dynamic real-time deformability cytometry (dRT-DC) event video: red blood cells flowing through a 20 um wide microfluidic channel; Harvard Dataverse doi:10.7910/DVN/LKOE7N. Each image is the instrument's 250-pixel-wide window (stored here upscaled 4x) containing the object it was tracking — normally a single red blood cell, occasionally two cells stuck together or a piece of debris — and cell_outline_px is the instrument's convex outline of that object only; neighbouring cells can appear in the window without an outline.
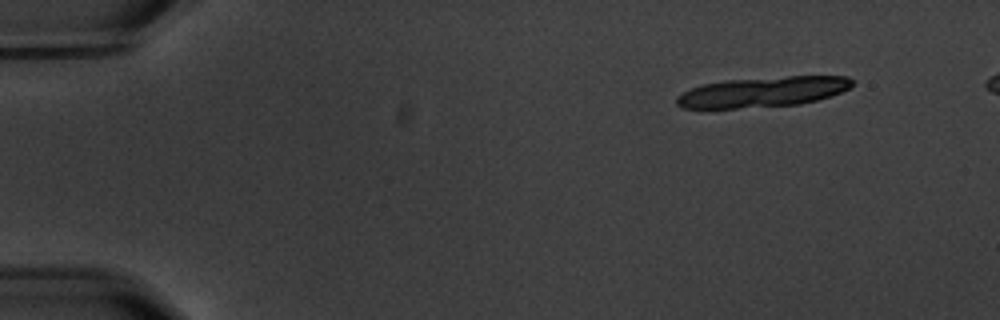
{"species": "common noctule bat (a hibernating species)", "species_latin": "Nyctalus noctula", "temperature_condition": "warm", "stored_images_in_passage": 6, "camera_frame_rate_fps": 3000, "um_per_image_px": 0.085, "animal": {"sex": "male", "body_mass_g": 20.1, "forearm_length_mm": 53.5}, "frame": {"image": 1, "passage_image": 1, "time_ms": 0.0, "image_size_px": [1000, 320], "cell_outline_px": [[856, 80], [848, 88], [840, 92], [816, 100], [800, 104], [736, 108], [684, 108], [676, 104], [676, 96], [692, 88], [704, 84], [724, 80], [788, 76], [848, 76]], "centroid_in_image_um": [64.84, 7.8], "position_along_channel_um": 20.2, "area_um2": 30.75}}